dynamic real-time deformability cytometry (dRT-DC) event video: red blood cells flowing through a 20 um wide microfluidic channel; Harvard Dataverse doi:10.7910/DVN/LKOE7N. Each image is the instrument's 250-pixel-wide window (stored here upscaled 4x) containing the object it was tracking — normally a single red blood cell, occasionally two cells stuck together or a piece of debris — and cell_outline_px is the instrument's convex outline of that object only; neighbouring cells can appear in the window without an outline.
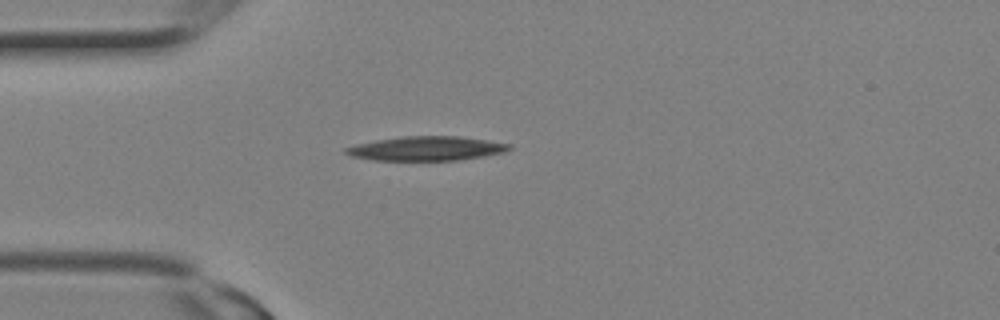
{"species": "Egyptian fruit bat (a non-hibernating species)", "species_latin": "Rousettus aegyptiacus", "temperature_condition": "room temperature", "stored_images_in_passage": 2, "camera_frame_rate_fps": 3000, "um_per_image_px": 0.085, "animal": {"sex": "female"}, "frame": {"image": 1, "passage_image": 1, "time_ms": 0.0, "image_size_px": [1000, 320], "cell_outline_px": [[512, 148], [504, 152], [460, 160], [372, 160], [352, 156], [344, 152], [344, 148], [356, 144], [376, 140], [404, 136], [460, 136], [512, 144]], "centroid_in_image_um": [36.24, 12.62], "position_along_channel_um": 48.8, "area_um2": 23.0}}